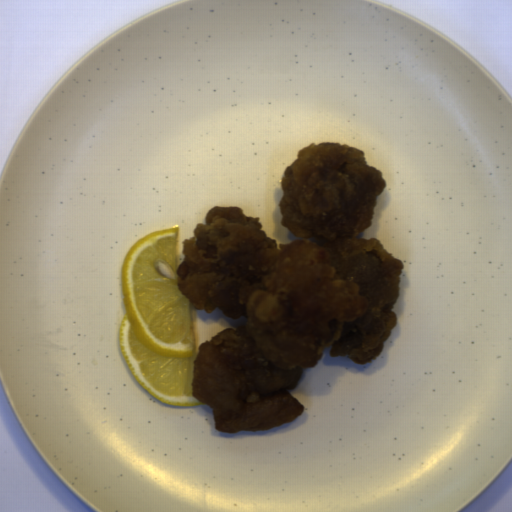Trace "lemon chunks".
I'll return each mask as SVG.
<instances>
[{
  "instance_id": "obj_1",
  "label": "lemon chunks",
  "mask_w": 512,
  "mask_h": 512,
  "mask_svg": "<svg viewBox=\"0 0 512 512\" xmlns=\"http://www.w3.org/2000/svg\"><path fill=\"white\" fill-rule=\"evenodd\" d=\"M167 227L136 240L121 270L126 315L119 346L135 379L163 404L198 406L193 396L196 330L192 301L178 286L177 236Z\"/></svg>"
}]
</instances>
